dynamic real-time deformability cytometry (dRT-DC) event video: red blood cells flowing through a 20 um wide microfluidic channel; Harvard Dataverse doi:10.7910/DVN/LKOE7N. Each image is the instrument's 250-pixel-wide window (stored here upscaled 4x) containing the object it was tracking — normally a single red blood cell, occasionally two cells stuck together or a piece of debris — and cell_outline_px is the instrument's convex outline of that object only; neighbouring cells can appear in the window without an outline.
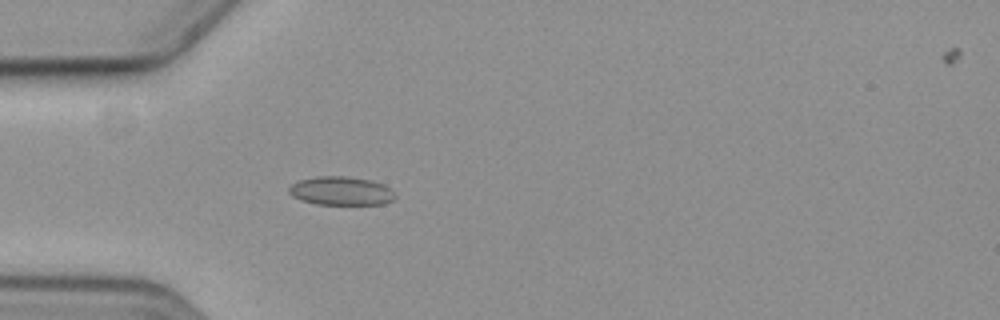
{"species": "common noctule bat (a hibernating species)", "species_latin": "Nyctalus noctula", "temperature_condition": "cold", "stored_images_in_passage": 6, "camera_frame_rate_fps": 3000, "um_per_image_px": 0.085, "animal": {"sex": "female", "body_mass_g": 19.3, "forearm_length_mm": 54.1}, "frame": {"image": 1, "passage_image": 5, "time_ms": 6.0, "image_size_px": [1000, 320], "cell_outline_px": [[396, 200], [384, 204], [316, 204], [300, 200], [292, 196], [288, 192], [288, 188], [292, 184], [300, 180], [316, 176], [344, 176], [372, 180], [384, 184], [396, 196]], "centroid_in_image_um": [28.99, 16.23], "position_along_channel_um": 56.0, "area_um2": 17.8}}